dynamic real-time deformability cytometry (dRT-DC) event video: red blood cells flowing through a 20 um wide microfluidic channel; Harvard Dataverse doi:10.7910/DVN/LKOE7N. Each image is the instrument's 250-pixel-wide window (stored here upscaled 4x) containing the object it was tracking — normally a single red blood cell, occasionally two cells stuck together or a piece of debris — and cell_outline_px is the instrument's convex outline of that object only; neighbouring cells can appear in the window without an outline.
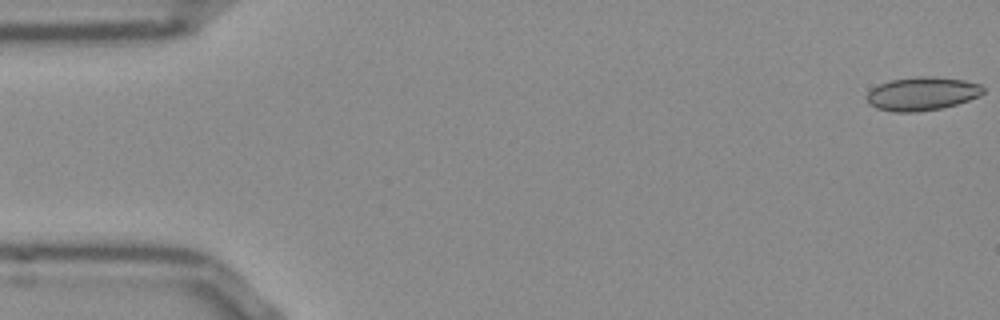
{"species": "Egyptian fruit bat (a non-hibernating species)", "species_latin": "Rousettus aegyptiacus", "temperature_condition": "room temperature", "stored_images_in_passage": 52, "camera_frame_rate_fps": 3000, "um_per_image_px": 0.085, "frame": {"image": 1, "passage_image": 1, "time_ms": 0.0, "image_size_px": [1000, 320], "cell_outline_px": [[984, 92], [980, 96], [956, 104], [940, 108], [916, 112], [892, 112], [876, 108], [868, 104], [864, 96], [872, 88], [880, 84], [892, 80], [928, 76], [932, 76], [964, 80], [980, 84], [984, 88]], "centroid_in_image_um": [78.35, 7.98], "position_along_channel_um": 6.6, "area_um2": 22.66}}
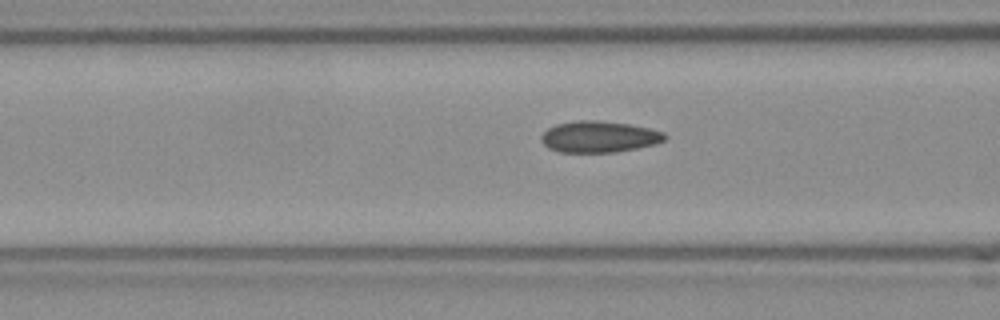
{"frame": {"image": 2, "passage_image": 20, "time_ms": 6.333, "image_size_px": [1000, 320], "cell_outline_px": [[668, 136], [664, 140], [652, 144], [636, 148], [616, 152], [560, 152], [548, 148], [540, 140], [540, 136], [548, 128], [556, 124], [576, 120], [600, 120], [628, 124], [648, 128], [664, 132]], "centroid_in_image_um": [50.88, 11.62], "position_along_channel_um": 115.7, "area_um2": 22.54}}
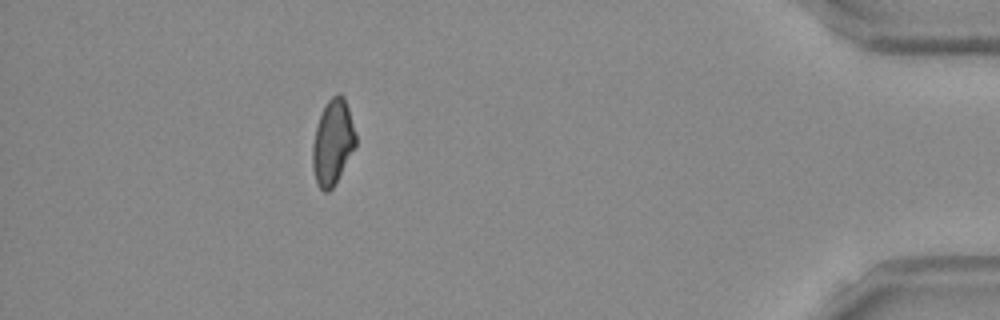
{"frame": {"image": 3, "passage_image": 47, "time_ms": 15.333, "image_size_px": [1000, 320], "cell_outline_px": [[356, 148], [332, 188], [328, 192], [324, 192], [316, 184], [312, 168], [312, 144], [316, 128], [320, 116], [328, 100], [332, 96], [340, 92], [344, 96], [348, 108], [356, 136]], "centroid_in_image_um": [28.28, 12.12], "position_along_channel_um": 406.9, "area_um2": 21.44}, "authors_computed_cell_mechanics": {"area_um2": 22.0796, "velocity_mm_per_s": 3.8667, "shape_relaxation_time_tau1_ms": null, "shape_relaxation_time_tau2_ms": 3.6816, "deformation_change_tau1": null, "deformation_change_tau2": 0.0805}}